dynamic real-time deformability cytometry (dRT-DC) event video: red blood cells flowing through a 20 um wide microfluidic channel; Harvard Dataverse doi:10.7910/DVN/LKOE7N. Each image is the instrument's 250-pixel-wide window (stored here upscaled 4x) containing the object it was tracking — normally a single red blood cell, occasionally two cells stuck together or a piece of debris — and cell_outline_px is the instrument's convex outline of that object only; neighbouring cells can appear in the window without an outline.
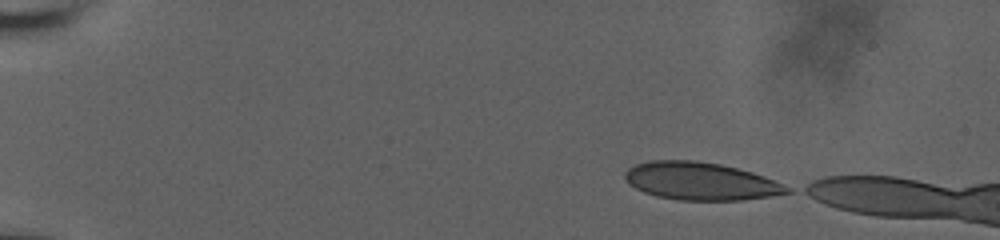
{"species": "human", "species_latin": "Homo sapiens", "temperature_condition": "room temperature", "stored_images_in_passage": 48, "camera_frame_rate_fps": 3000, "um_per_image_px": 0.085, "donor": {"sex": "male"}, "frame": {"image": 1, "passage_image": 1, "time_ms": 0.0, "image_size_px": [1000, 240], "cell_outline_px": [[792, 192], [772, 196], [740, 200], [680, 200], [656, 196], [644, 192], [628, 184], [624, 176], [624, 172], [628, 168], [636, 164], [652, 160], [696, 160], [720, 164], [752, 172], [764, 176], [788, 188]], "centroid_in_image_um": [59.5, 15.4], "position_along_channel_um": 25.5, "area_um2": 35.43}}
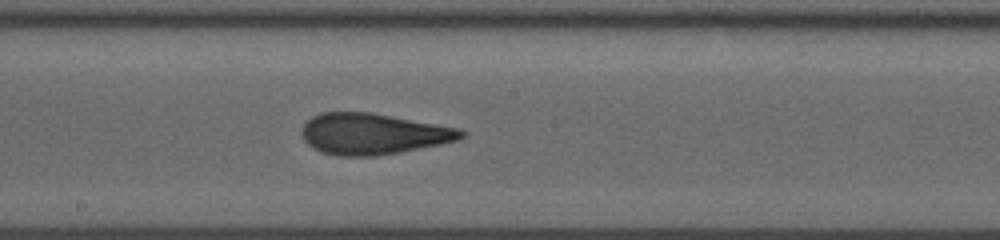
{"frame": {"image": 2, "passage_image": 26, "time_ms": 8.333, "image_size_px": [1000, 240], "cell_outline_px": [[464, 136], [460, 140], [400, 152], [376, 156], [336, 156], [320, 152], [312, 148], [304, 140], [300, 132], [304, 124], [312, 116], [320, 112], [372, 112], [460, 128], [464, 132]], "centroid_in_image_um": [31.69, 11.38], "position_along_channel_um": 216.5, "area_um2": 38.44}}
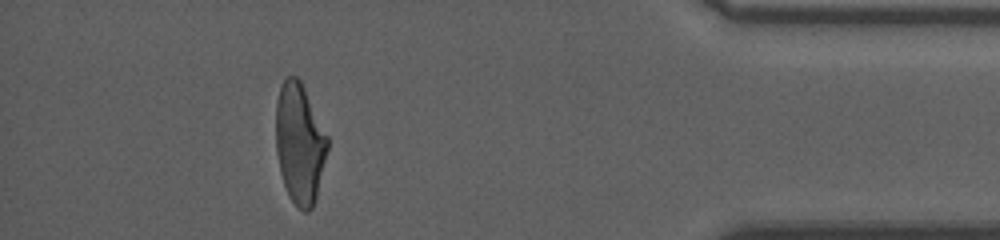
{"frame": {"image": 3, "passage_image": 45, "time_ms": 14.667, "image_size_px": [1000, 240], "cell_outline_px": [[328, 148], [316, 200], [312, 208], [308, 212], [304, 212], [288, 196], [280, 172], [276, 148], [276, 100], [280, 84], [288, 76], [296, 76], [300, 80], [328, 136]], "centroid_in_image_um": [25.46, 12.19], "position_along_channel_um": 409.7, "area_um2": 36.24}}